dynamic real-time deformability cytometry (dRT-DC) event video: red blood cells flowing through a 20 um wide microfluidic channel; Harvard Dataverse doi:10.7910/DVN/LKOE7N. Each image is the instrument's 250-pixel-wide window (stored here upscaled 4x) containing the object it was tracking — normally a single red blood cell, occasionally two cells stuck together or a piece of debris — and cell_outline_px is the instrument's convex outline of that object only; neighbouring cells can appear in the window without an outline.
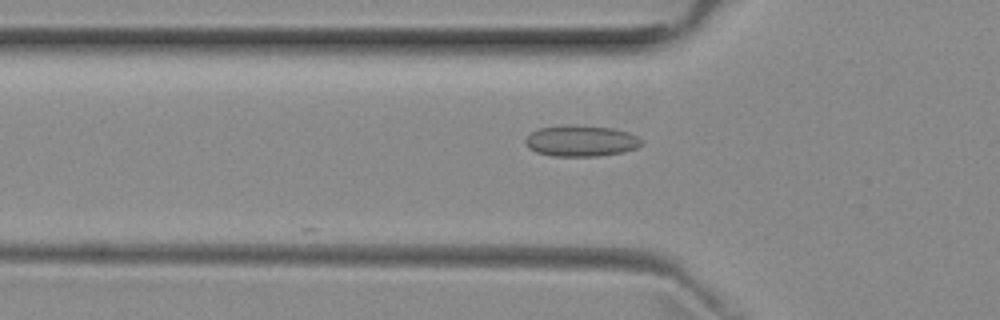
{"species": "common noctule bat (a hibernating species)", "species_latin": "Nyctalus noctula", "temperature_condition": "room temperature", "stored_images_in_passage": 6, "camera_frame_rate_fps": 3000, "um_per_image_px": 0.085, "animal": {"sex": "female", "body_mass_g": 29.2, "forearm_length_mm": 56.3}, "frame": {"image": 1, "passage_image": 3, "time_ms": 0.667, "image_size_px": [1000, 320], "cell_outline_px": [[640, 144], [636, 148], [624, 152], [600, 156], [552, 156], [536, 152], [528, 148], [524, 144], [524, 140], [532, 132], [540, 128], [564, 124], [568, 124], [612, 128], [628, 132], [636, 136], [640, 140]], "centroid_in_image_um": [49.34, 11.97], "position_along_channel_um": 76.5, "area_um2": 21.1}}
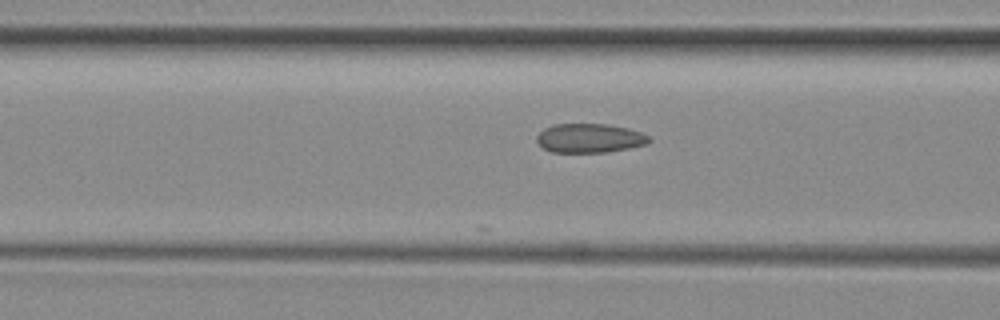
{"frame": {"image": 2, "passage_image": 6, "time_ms": 1.667, "image_size_px": [1000, 320], "cell_outline_px": [[652, 140], [648, 144], [608, 152], [552, 152], [544, 148], [536, 140], [536, 136], [544, 128], [556, 124], [608, 124], [628, 128], [640, 132], [648, 136]], "centroid_in_image_um": [50.13, 11.74], "position_along_channel_um": 116.5, "area_um2": 19.02}}